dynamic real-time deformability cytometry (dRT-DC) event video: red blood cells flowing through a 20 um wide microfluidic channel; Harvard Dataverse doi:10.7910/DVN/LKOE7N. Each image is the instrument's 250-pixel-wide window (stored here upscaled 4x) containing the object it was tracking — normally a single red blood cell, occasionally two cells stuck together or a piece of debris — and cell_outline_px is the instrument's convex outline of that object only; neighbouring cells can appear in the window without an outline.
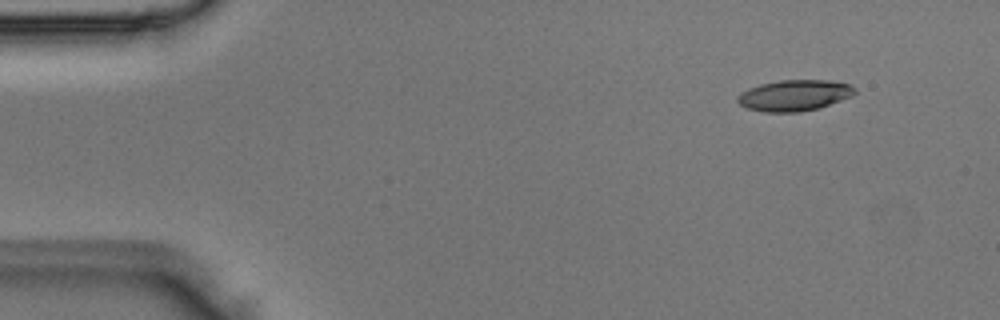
{"species": "Egyptian fruit bat (a non-hibernating species)", "species_latin": "Rousettus aegyptiacus", "temperature_condition": "room temperature", "stored_images_in_passage": 3, "camera_frame_rate_fps": 3000, "um_per_image_px": 0.085, "animal": {"sex": "male"}, "frame": {"image": 1, "passage_image": 1, "time_ms": 0.0, "image_size_px": [1000, 320], "cell_outline_px": [[856, 92], [852, 96], [820, 108], [800, 112], [764, 112], [748, 108], [740, 104], [736, 100], [736, 96], [740, 92], [748, 88], [760, 84], [780, 80], [828, 80], [848, 84], [856, 88]], "centroid_in_image_um": [67.51, 8.11], "position_along_channel_um": 17.5, "area_um2": 21.33}}